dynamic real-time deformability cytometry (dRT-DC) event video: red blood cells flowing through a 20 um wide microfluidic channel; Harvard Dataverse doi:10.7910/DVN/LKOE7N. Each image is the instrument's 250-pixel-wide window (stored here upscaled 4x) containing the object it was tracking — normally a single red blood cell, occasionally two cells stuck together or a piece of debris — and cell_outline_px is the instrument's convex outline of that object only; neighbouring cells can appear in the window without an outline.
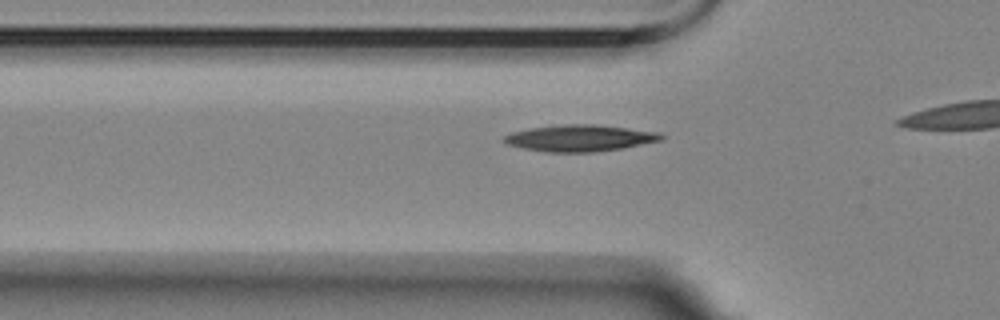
{"species": "Egyptian fruit bat (a non-hibernating species)", "species_latin": "Rousettus aegyptiacus", "temperature_condition": "room temperature", "stored_images_in_passage": 12, "camera_frame_rate_fps": 3000, "um_per_image_px": 0.085, "animal": {"sex": "female"}, "frame": {"image": 1, "passage_image": 6, "time_ms": 1.667, "image_size_px": [1000, 320], "cell_outline_px": [[664, 136], [660, 140], [620, 148], [592, 152], [548, 152], [524, 148], [508, 144], [504, 140], [504, 136], [512, 132], [528, 128], [552, 124], [596, 124], [660, 132]], "centroid_in_image_um": [49.26, 11.72], "position_along_channel_um": 76.5, "area_um2": 24.16}}
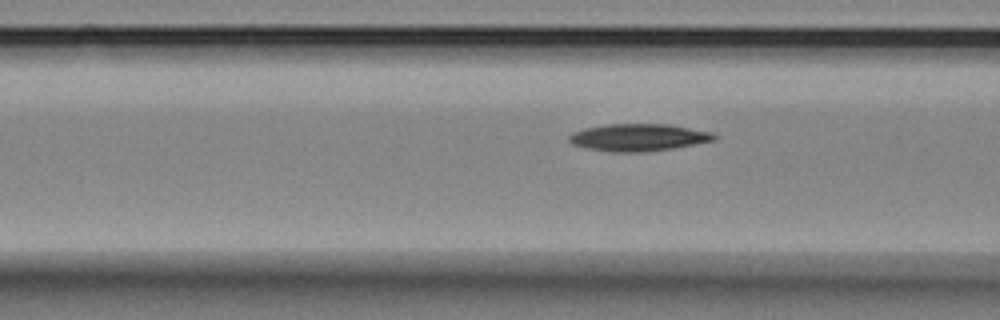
{"frame": {"image": 2, "passage_image": 9, "time_ms": 2.667, "image_size_px": [1000, 320], "cell_outline_px": [[720, 136], [716, 140], [672, 148], [640, 152], [612, 152], [588, 148], [572, 144], [568, 140], [568, 136], [572, 132], [584, 128], [608, 124], [668, 124], [712, 132]], "centroid_in_image_um": [54.27, 11.67], "position_along_channel_um": 112.3, "area_um2": 23.0}}